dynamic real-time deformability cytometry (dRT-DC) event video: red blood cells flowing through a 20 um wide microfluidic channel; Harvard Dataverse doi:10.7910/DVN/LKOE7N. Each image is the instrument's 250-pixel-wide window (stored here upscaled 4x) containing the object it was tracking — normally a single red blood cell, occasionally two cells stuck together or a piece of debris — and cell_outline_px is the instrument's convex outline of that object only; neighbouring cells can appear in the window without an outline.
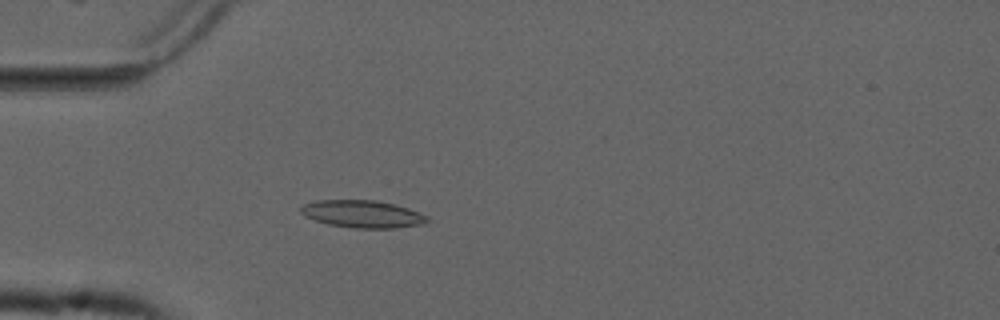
{"species": "common noctule bat (a hibernating species)", "species_latin": "Nyctalus noctula", "temperature_condition": "cold", "stored_images_in_passage": 44, "camera_frame_rate_fps": 3000, "um_per_image_px": 0.085, "animal": {"sex": "male", "forearm_length_mm": 52.5}, "frame": {"image": 1, "passage_image": 10, "time_ms": 3.0, "image_size_px": [1000, 320], "cell_outline_px": [[432, 220], [424, 224], [396, 228], [352, 228], [328, 224], [304, 216], [300, 212], [300, 208], [304, 204], [316, 200], [376, 200], [408, 208], [420, 212], [428, 216]], "centroid_in_image_um": [30.85, 18.19], "position_along_channel_um": 54.2, "area_um2": 20.35}}
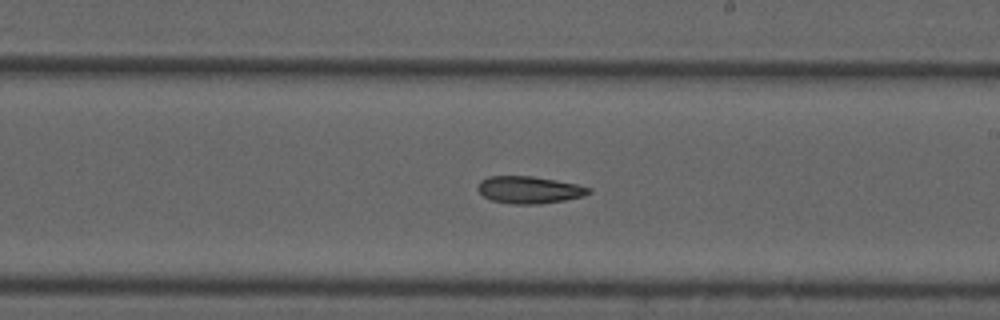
{"frame": {"image": 2, "passage_image": 26, "time_ms": 8.333, "image_size_px": [1000, 320], "cell_outline_px": [[592, 192], [584, 196], [564, 200], [540, 204], [512, 204], [492, 200], [484, 196], [476, 188], [480, 180], [488, 176], [532, 176], [556, 180], [576, 184], [592, 188]], "centroid_in_image_um": [44.99, 16.13], "position_along_channel_um": 244.0, "area_um2": 17.63}}
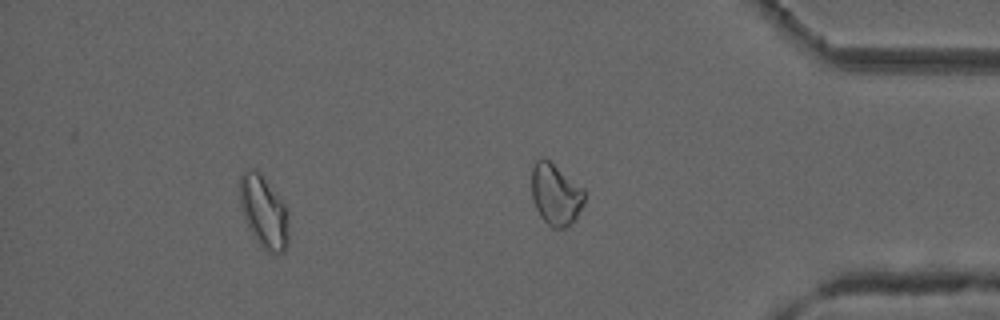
{"frame": {"image": 3, "passage_image": 39, "time_ms": 12.667, "image_size_px": [1000, 320], "cell_outline_px": [[288, 244], [284, 252], [276, 256], [268, 252], [256, 240], [248, 228], [240, 208], [240, 176], [244, 172], [256, 168], [260, 172], [284, 204], [288, 212]], "centroid_in_image_um": [22.43, 18.05], "position_along_channel_um": 412.8, "area_um2": 20.69}, "authors_computed_cell_mechanics": {"area_um2": 18.785, "velocity_mm_per_s": 3.7193, "shape_relaxation_time_tau1_ms": 11.147, "shape_relaxation_time_tau2_ms": 10.928, "deformation_change_tau1": 0.1806, "deformation_change_tau2": 0.1803}}